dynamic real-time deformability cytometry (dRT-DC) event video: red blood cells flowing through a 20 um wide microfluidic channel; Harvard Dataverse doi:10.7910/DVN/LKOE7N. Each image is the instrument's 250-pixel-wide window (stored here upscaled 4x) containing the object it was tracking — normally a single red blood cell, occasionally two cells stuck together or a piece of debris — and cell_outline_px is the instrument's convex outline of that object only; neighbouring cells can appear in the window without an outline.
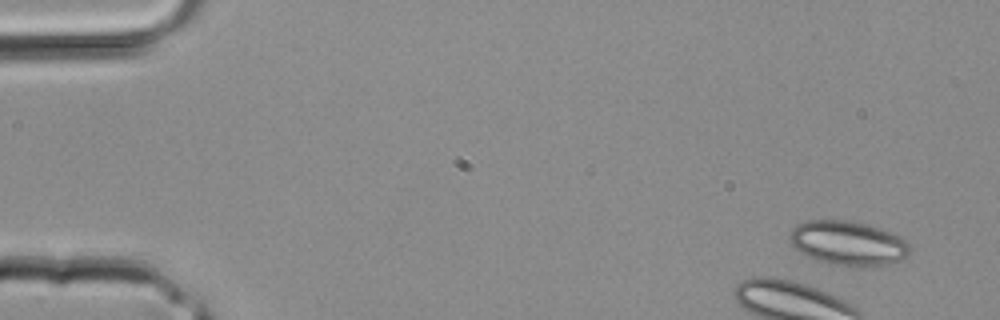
{"species": "common noctule bat (a hibernating species)", "species_latin": "Nyctalus noctula", "temperature_condition": "room temperature", "stored_images_in_passage": 3, "camera_frame_rate_fps": 3000, "um_per_image_px": 0.085, "animal": {"sex": "male", "body_mass_g": 20.4}, "frame": {"image": 1, "passage_image": 1, "time_ms": 0.0, "image_size_px": [1000, 320], "cell_outline_px": [[912, 248], [904, 260], [888, 264], [832, 264], [808, 256], [800, 252], [788, 240], [792, 228], [796, 224], [808, 220], [844, 220], [864, 224], [880, 228], [892, 232], [904, 240]], "centroid_in_image_um": [72.08, 20.63], "position_along_channel_um": 12.9, "area_um2": 30.4}}